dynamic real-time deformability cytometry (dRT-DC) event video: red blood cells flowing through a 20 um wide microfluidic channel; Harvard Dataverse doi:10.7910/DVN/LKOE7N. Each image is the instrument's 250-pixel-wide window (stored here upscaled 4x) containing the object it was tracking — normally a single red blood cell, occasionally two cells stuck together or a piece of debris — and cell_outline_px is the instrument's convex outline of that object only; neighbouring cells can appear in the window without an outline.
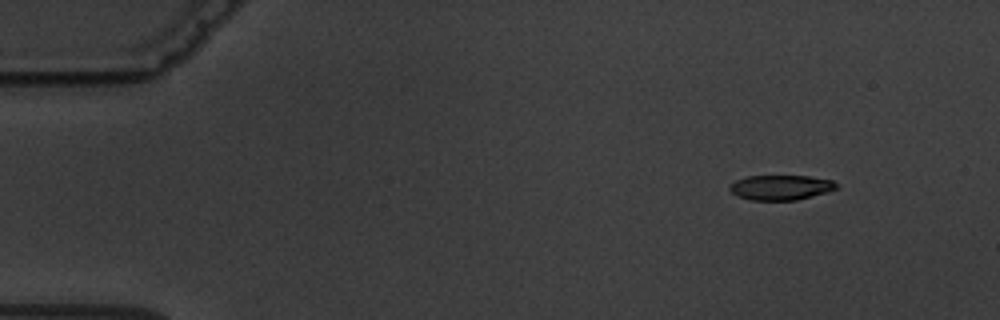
{"species": "common noctule bat (a hibernating species)", "species_latin": "Nyctalus noctula", "temperature_condition": "warm", "stored_images_in_passage": 5, "segment_of_instrument_passage": [1, 2], "camera_frame_rate_fps": 3000, "um_per_image_px": 0.085, "animal": {"sex": "male", "body_mass_g": 19.5, "forearm_length_mm": 54.6}, "frame": {"image": 1, "passage_image": 1, "time_ms": 0.0, "image_size_px": [1000, 320], "cell_outline_px": [[836, 188], [828, 192], [796, 200], [752, 200], [736, 196], [728, 188], [736, 180], [748, 176], [808, 176], [832, 180], [836, 184]], "centroid_in_image_um": [66.35, 15.94], "position_along_channel_um": 18.7, "area_um2": 15.37}}